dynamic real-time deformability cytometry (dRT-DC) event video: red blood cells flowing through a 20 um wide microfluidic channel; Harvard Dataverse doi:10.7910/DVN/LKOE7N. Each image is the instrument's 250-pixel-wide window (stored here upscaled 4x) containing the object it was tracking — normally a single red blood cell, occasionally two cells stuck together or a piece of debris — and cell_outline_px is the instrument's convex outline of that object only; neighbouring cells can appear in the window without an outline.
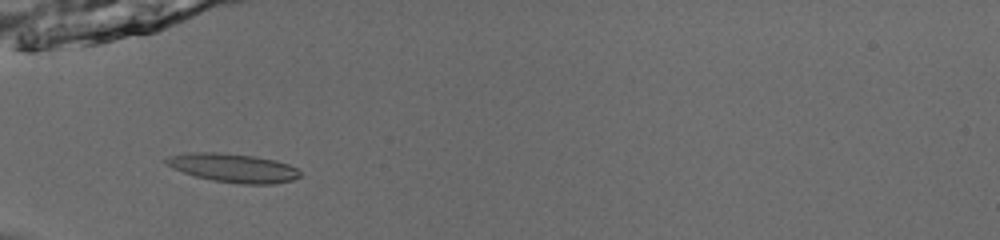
{"species": "common noctule bat (a hibernating species)", "species_latin": "Nyctalus noctula", "temperature_condition": "room temperature", "stored_images_in_passage": 53, "camera_frame_rate_fps": 3000, "um_per_image_px": 0.085, "animal": {"sex": "male", "body_mass_g": 13.0, "forearm_length_mm": 53.1}, "frame": {"image": 1, "passage_image": 20, "time_ms": 6.333, "image_size_px": [1000, 240], "cell_outline_px": [[300, 176], [292, 180], [272, 184], [240, 184], [212, 180], [196, 176], [172, 168], [164, 160], [168, 156], [192, 152], [220, 152], [252, 156], [276, 160], [288, 164], [296, 168], [300, 172]], "centroid_in_image_um": [19.83, 14.27], "position_along_channel_um": 65.2, "area_um2": 22.25}}
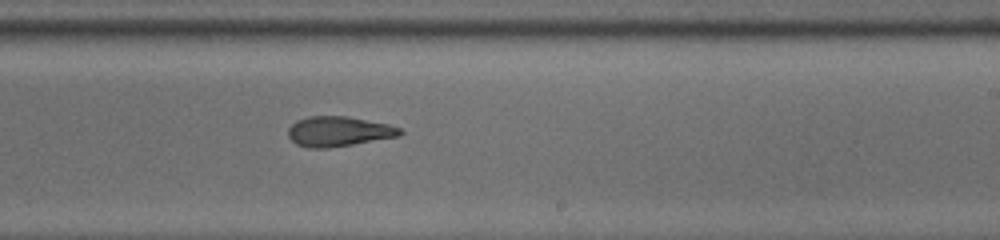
{"frame": {"image": 2, "passage_image": 35, "time_ms": 11.333, "image_size_px": [1000, 240], "cell_outline_px": [[404, 132], [400, 136], [328, 148], [308, 148], [296, 144], [288, 136], [288, 128], [296, 120], [308, 116], [348, 116], [388, 124], [400, 128]], "centroid_in_image_um": [28.77, 11.17], "position_along_channel_um": 260.2, "area_um2": 19.59}}
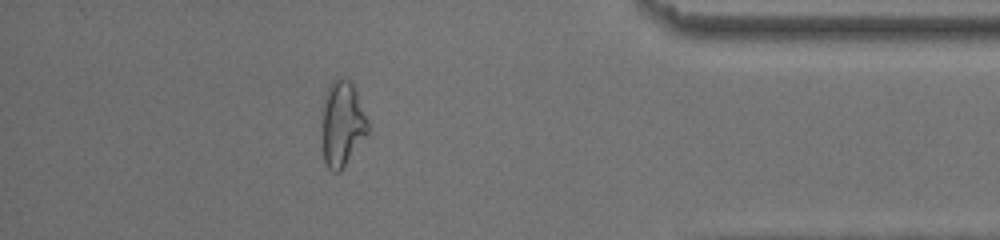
{"frame": {"image": 3, "passage_image": 48, "time_ms": 15.667, "image_size_px": [1000, 240], "cell_outline_px": [[368, 132], [340, 172], [332, 172], [328, 168], [324, 160], [324, 96], [328, 84], [336, 76], [348, 80], [352, 84], [356, 92], [368, 120]], "centroid_in_image_um": [29.1, 10.49], "position_along_channel_um": 406.1, "area_um2": 22.25}, "authors_computed_cell_mechanics": {"area_um2": 20.5768, "velocity_mm_per_s": 3.9638, "shape_relaxation_time_tau1_ms": 5.2125, "shape_relaxation_time_tau2_ms": 2.6323, "deformation_change_tau1": 0.181, "deformation_change_tau2": 0.1215}}